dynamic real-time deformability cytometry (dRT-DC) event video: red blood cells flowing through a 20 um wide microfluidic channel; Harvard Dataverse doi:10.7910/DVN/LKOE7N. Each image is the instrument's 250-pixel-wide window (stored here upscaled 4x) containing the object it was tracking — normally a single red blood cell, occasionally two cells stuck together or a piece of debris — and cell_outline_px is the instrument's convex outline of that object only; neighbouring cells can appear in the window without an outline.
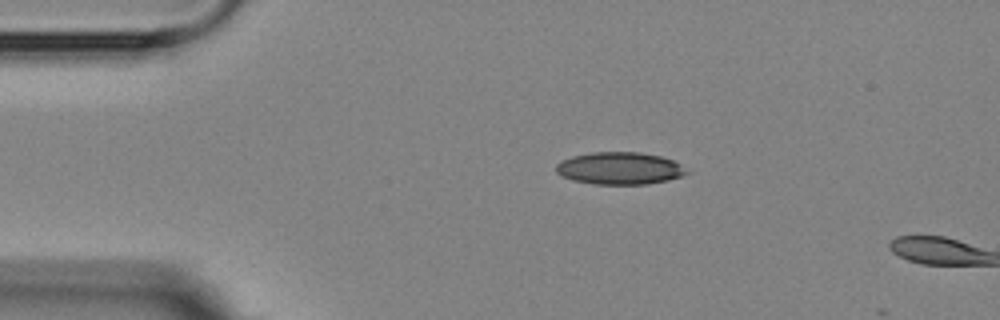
{"species": "Egyptian fruit bat (a non-hibernating species)", "species_latin": "Rousettus aegyptiacus", "temperature_condition": "room temperature", "stored_images_in_passage": 4, "camera_frame_rate_fps": 3000, "um_per_image_px": 0.085, "animal": {"sex": "female"}, "frame": {"image": 1, "passage_image": 4, "time_ms": 3.667, "image_size_px": [1000, 320], "cell_outline_px": [[692, 172], [684, 176], [668, 180], [648, 184], [592, 184], [572, 180], [556, 172], [556, 164], [572, 156], [592, 152], [640, 152], [660, 156], [672, 160], [680, 164]], "centroid_in_image_um": [52.72, 14.31], "position_along_channel_um": 32.3, "area_um2": 24.68}}